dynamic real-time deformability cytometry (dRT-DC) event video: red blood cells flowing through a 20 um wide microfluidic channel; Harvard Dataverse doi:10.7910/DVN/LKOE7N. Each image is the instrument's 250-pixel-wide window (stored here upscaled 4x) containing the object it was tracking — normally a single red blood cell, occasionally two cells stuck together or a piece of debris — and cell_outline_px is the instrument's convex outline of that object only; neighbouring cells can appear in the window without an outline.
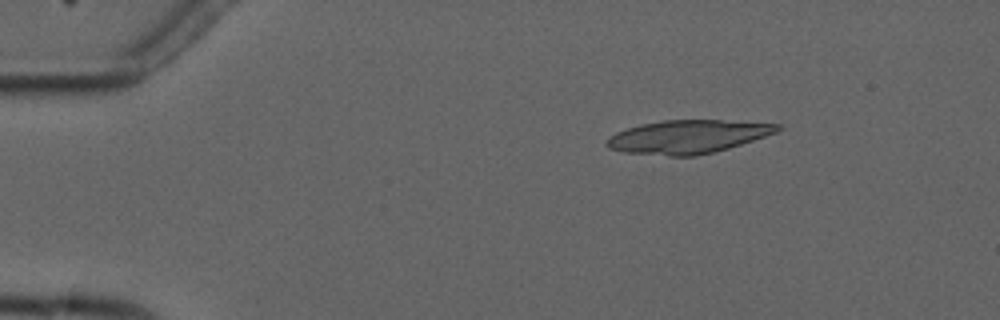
{"species": "common noctule bat (a hibernating species)", "species_latin": "Nyctalus noctula", "temperature_condition": "cold", "stored_images_in_passage": 8, "camera_frame_rate_fps": 3000, "um_per_image_px": 0.085, "animal": {"sex": "male", "forearm_length_mm": 52.5}, "frame": {"image": 1, "passage_image": 3, "time_ms": 2.333, "image_size_px": [1000, 320], "cell_outline_px": [[784, 128], [776, 132], [728, 148], [696, 156], [668, 156], [624, 152], [608, 148], [604, 144], [616, 132], [640, 124], [664, 120], [720, 120], [780, 124]], "centroid_in_image_um": [58.45, 11.62], "position_along_channel_um": 26.6, "area_um2": 32.89}}
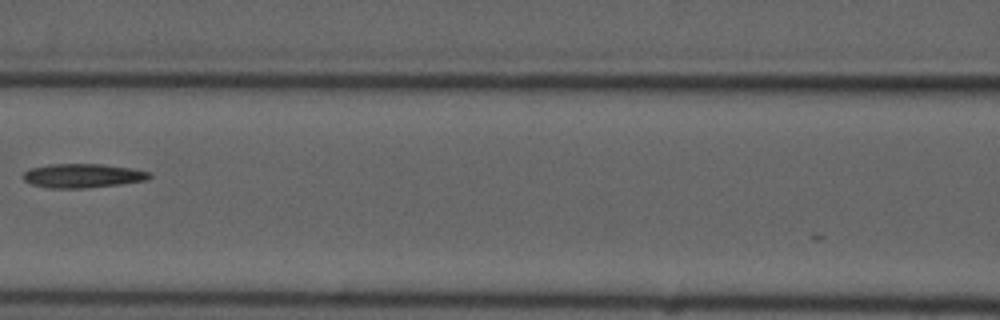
{"frame": {"image": 2, "passage_image": 7, "time_ms": 8.0, "image_size_px": [1000, 320], "cell_outline_px": [[152, 176], [148, 180], [120, 184], [88, 188], [48, 188], [32, 184], [24, 180], [24, 172], [28, 168], [48, 164], [100, 164], [132, 168], [152, 172]], "centroid_in_image_um": [7.05, 14.93], "position_along_channel_um": 159.5, "area_um2": 17.86}}
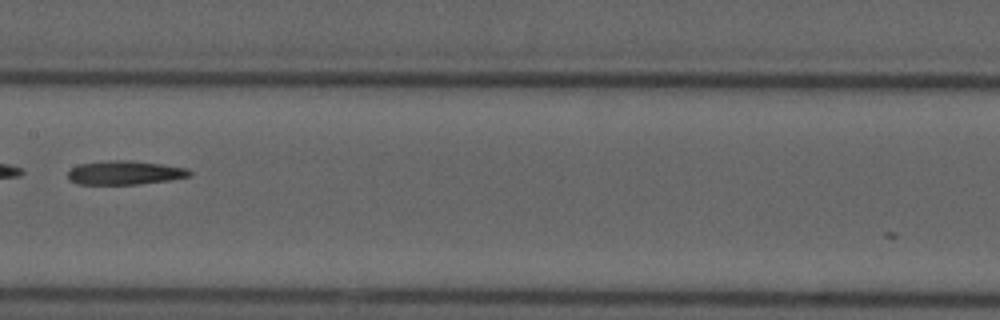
{"frame": {"image": 3, "passage_image": 8, "time_ms": 9.0, "image_size_px": [1000, 320], "cell_outline_px": [[192, 176], [168, 180], [140, 184], [76, 184], [68, 180], [68, 172], [72, 168], [80, 164], [108, 160], [128, 160], [160, 164], [188, 168], [192, 172]], "centroid_in_image_um": [10.61, 14.68], "position_along_channel_um": 196.8, "area_um2": 16.94}}